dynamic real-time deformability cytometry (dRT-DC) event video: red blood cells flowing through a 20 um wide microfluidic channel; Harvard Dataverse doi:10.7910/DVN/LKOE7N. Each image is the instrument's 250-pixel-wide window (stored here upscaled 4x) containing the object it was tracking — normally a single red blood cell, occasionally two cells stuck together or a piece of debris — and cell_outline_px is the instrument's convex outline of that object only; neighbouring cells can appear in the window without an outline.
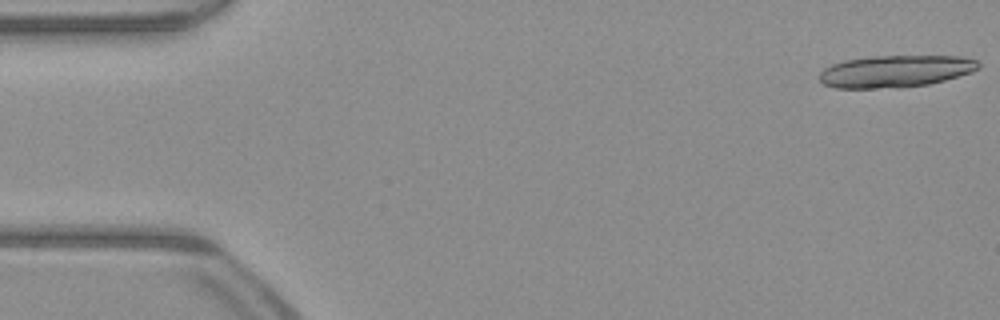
{"species": "common noctule bat (a hibernating species)", "species_latin": "Nyctalus noctula", "temperature_condition": "warm", "stored_images_in_passage": 17, "camera_frame_rate_fps": 3000, "um_per_image_px": 0.085, "animal": {"sex": "male", "body_mass_g": 23.1, "forearm_length_mm": 52.7}, "frame": {"image": 1, "passage_image": 1, "time_ms": 0.0, "image_size_px": [1000, 320], "cell_outline_px": [[980, 68], [972, 72], [944, 80], [928, 84], [900, 88], [836, 88], [824, 84], [820, 80], [820, 72], [824, 68], [832, 64], [844, 60], [872, 56], [960, 56], [976, 60], [980, 64]], "centroid_in_image_um": [76.11, 6.06], "position_along_channel_um": 8.9, "area_um2": 29.77}}